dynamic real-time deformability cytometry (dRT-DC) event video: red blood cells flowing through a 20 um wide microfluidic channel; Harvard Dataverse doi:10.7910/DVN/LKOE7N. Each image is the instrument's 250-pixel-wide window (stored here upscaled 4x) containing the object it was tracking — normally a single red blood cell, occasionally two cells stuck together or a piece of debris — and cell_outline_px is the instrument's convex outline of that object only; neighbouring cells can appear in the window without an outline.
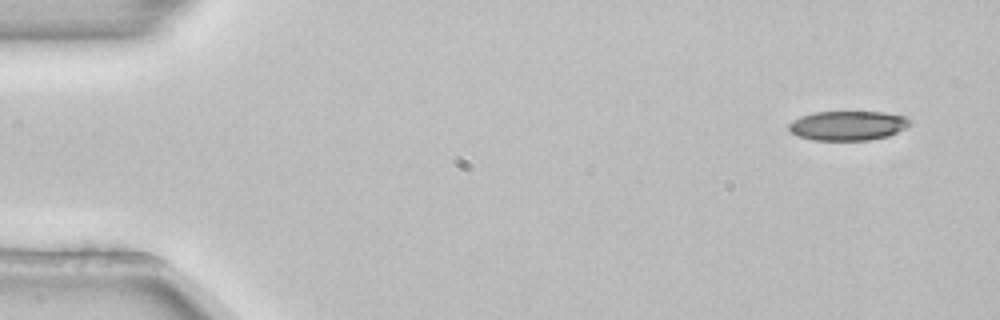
{"species": "common noctule bat (a hibernating species)", "species_latin": "Nyctalus noctula", "temperature_condition": "room temperature", "stored_images_in_passage": 3, "camera_frame_rate_fps": 3000, "um_per_image_px": 0.085, "animal": {"sex": "female", "body_mass_g": 22.7, "forearm_length_mm": 54.2}, "frame": {"image": 1, "passage_image": 1, "time_ms": 0.0, "image_size_px": [1000, 320], "cell_outline_px": [[912, 124], [888, 136], [868, 140], [812, 140], [800, 136], [792, 132], [788, 128], [788, 124], [792, 120], [800, 116], [812, 112], [884, 112], [904, 116], [912, 120]], "centroid_in_image_um": [72.06, 10.67], "position_along_channel_um": 12.9, "area_um2": 20.81}}
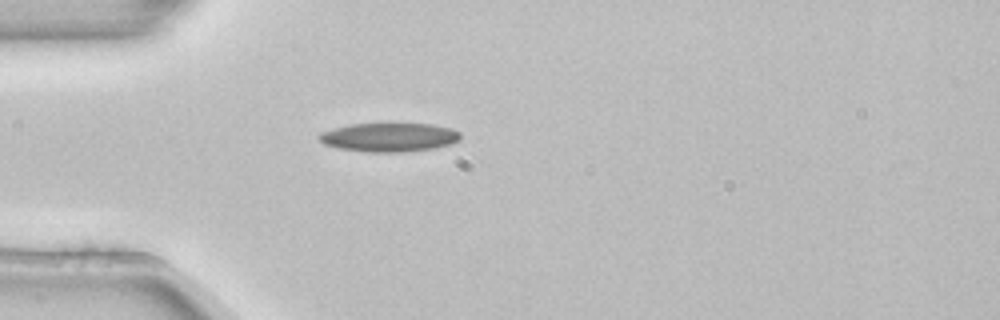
{"frame": {"image": 2, "passage_image": 3, "time_ms": 0.667, "image_size_px": [1000, 320], "cell_outline_px": [[460, 140], [452, 144], [436, 148], [404, 152], [368, 152], [340, 148], [324, 144], [316, 136], [320, 132], [332, 128], [348, 124], [388, 120], [432, 124], [452, 128], [460, 132]], "centroid_in_image_um": [33.09, 11.61], "position_along_channel_um": 51.9, "area_um2": 25.14}}